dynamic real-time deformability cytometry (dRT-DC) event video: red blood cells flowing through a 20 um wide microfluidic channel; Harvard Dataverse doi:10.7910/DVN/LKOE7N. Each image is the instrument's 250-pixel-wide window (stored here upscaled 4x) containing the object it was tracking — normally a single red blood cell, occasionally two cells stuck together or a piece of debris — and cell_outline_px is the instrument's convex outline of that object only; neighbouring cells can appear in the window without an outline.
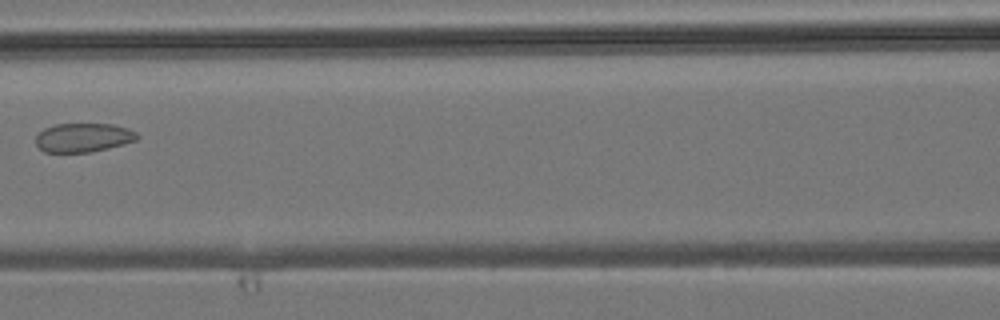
{"species": "common noctule bat (a hibernating species)", "species_latin": "Nyctalus noctula", "temperature_condition": "room temperature", "stored_images_in_passage": 5, "camera_frame_rate_fps": 3000, "um_per_image_px": 0.085, "animal": {"sex": "male", "body_mass_g": 19.2, "forearm_length_mm": 51.8}, "frame": {"image": 1, "passage_image": 5, "time_ms": 5.667, "image_size_px": [1000, 320], "cell_outline_px": [[140, 136], [136, 140], [124, 144], [92, 152], [44, 152], [36, 144], [36, 136], [44, 128], [56, 124], [112, 124], [128, 128], [136, 132]], "centroid_in_image_um": [7.09, 11.69], "position_along_channel_um": 159.5, "area_um2": 17.11}}